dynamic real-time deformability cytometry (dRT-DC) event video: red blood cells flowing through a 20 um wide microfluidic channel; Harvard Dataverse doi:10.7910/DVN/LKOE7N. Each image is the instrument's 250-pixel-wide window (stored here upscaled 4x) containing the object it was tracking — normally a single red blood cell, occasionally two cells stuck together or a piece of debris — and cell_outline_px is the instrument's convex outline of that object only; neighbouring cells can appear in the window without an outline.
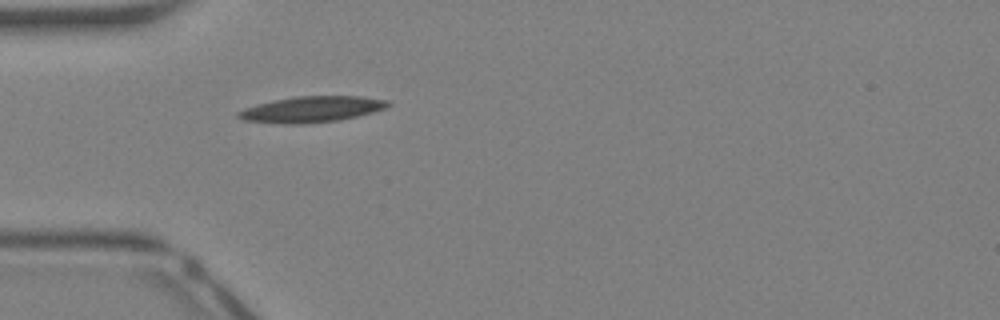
{"species": "Egyptian fruit bat (a non-hibernating species)", "species_latin": "Rousettus aegyptiacus", "temperature_condition": "warm", "stored_images_in_passage": 30, "camera_frame_rate_fps": 3000, "um_per_image_px": 0.085, "animal": {"sex": "female"}, "frame": {"image": 1, "passage_image": 1, "time_ms": 0.0, "image_size_px": [1000, 320], "cell_outline_px": [[392, 104], [388, 108], [340, 120], [304, 124], [284, 124], [244, 120], [236, 116], [236, 112], [244, 108], [272, 100], [292, 96], [360, 96], [388, 100]], "centroid_in_image_um": [26.49, 9.29], "position_along_channel_um": 58.5, "area_um2": 22.83}}
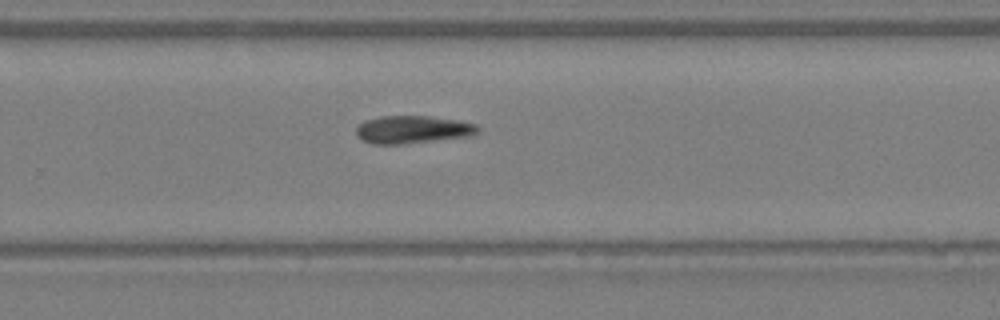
{"frame": {"image": 2, "passage_image": 16, "time_ms": 5.0, "image_size_px": [1000, 320], "cell_outline_px": [[480, 128], [476, 132], [468, 136], [404, 144], [372, 144], [360, 140], [356, 136], [356, 128], [364, 120], [380, 116], [428, 116], [456, 120], [476, 124]], "centroid_in_image_um": [35.0, 11.01], "position_along_channel_um": 294.8, "area_um2": 19.65}}
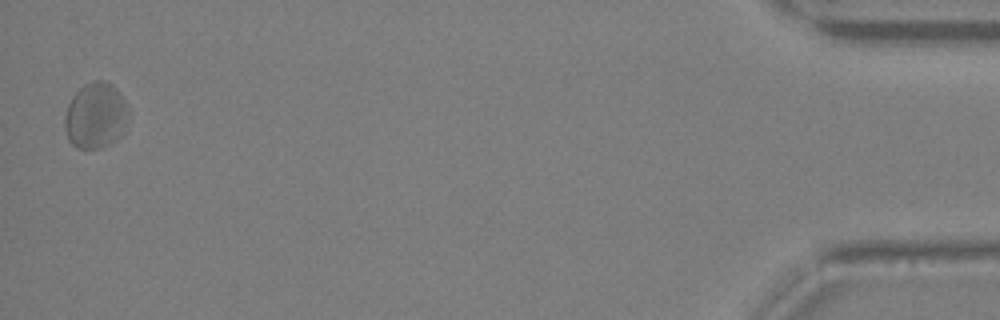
{"frame": {"image": 3, "passage_image": 30, "time_ms": 9.667, "image_size_px": [1000, 320], "cell_outline_px": [[128, 112], [124, 132], [116, 140], [100, 148], [76, 148], [68, 140], [64, 128], [64, 116], [68, 104], [72, 96], [84, 84], [92, 80], [104, 80], [112, 84], [124, 100], [128, 108]], "centroid_in_image_um": [8.1, 9.82], "position_along_channel_um": 427.1, "area_um2": 24.62}}